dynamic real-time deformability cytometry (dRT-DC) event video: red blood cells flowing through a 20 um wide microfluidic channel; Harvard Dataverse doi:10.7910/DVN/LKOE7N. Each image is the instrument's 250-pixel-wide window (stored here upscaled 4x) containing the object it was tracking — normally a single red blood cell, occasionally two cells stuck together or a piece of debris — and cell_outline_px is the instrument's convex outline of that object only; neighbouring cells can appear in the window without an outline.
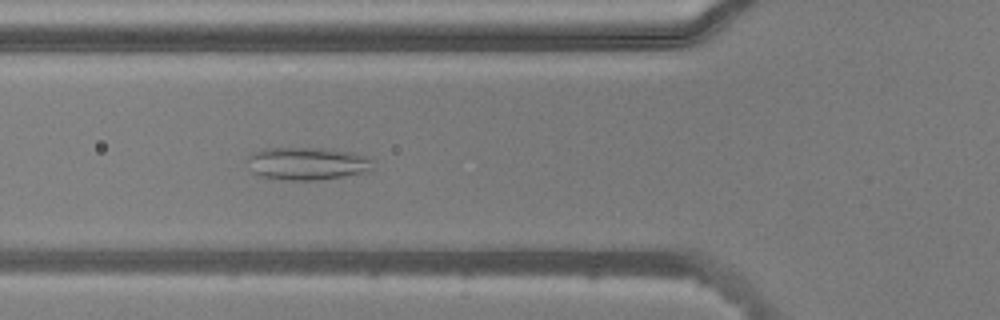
{"species": "common noctule bat (a hibernating species)", "species_latin": "Nyctalus noctula", "temperature_condition": "warm", "stored_images_in_passage": 37, "camera_frame_rate_fps": 3000, "um_per_image_px": 0.085, "animal": {"sex": "male", "body_mass_g": 20.5, "forearm_length_mm": 52.5}, "frame": {"image": 1, "passage_image": 3, "time_ms": 0.667, "image_size_px": [1000, 320], "cell_outline_px": [[372, 168], [364, 172], [344, 176], [320, 180], [288, 180], [260, 176], [252, 172], [248, 160], [248, 156], [252, 152], [264, 148], [324, 148], [352, 152], [372, 156]], "centroid_in_image_um": [26.13, 13.89], "position_along_channel_um": 99.7, "area_um2": 24.1}}
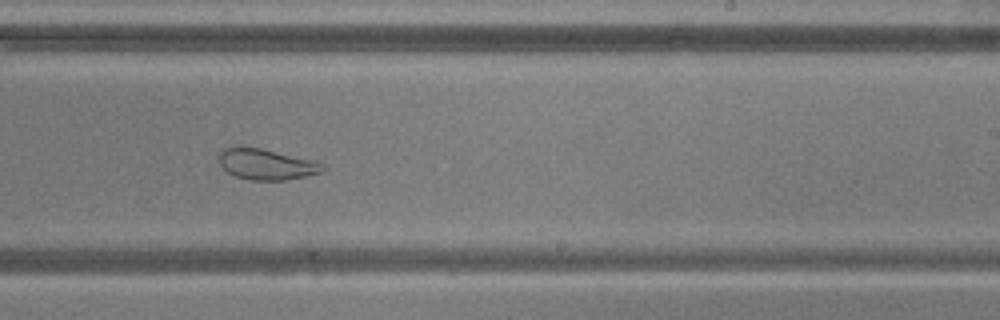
{"frame": {"image": 2, "passage_image": 16, "time_ms": 5.0, "image_size_px": [1000, 320], "cell_outline_px": [[328, 168], [320, 172], [304, 176], [284, 180], [252, 180], [236, 176], [228, 172], [220, 164], [220, 148], [236, 144], [240, 144], [260, 148], [316, 160], [324, 164]], "centroid_in_image_um": [22.63, 13.92], "position_along_channel_um": 266.4, "area_um2": 19.02}}
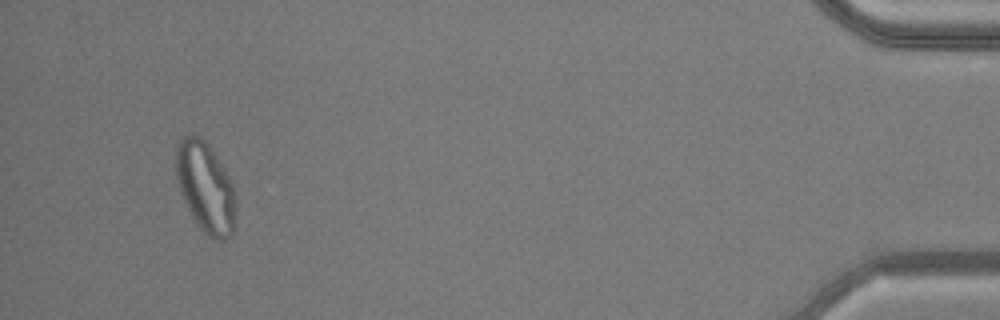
{"frame": {"image": 3, "passage_image": 34, "time_ms": 11.0, "image_size_px": [1000, 320], "cell_outline_px": [[232, 236], [224, 240], [212, 240], [200, 228], [192, 216], [180, 192], [176, 176], [176, 148], [180, 140], [184, 136], [192, 132], [200, 136], [208, 144], [224, 168], [232, 184]], "centroid_in_image_um": [17.4, 15.88], "position_along_channel_um": 417.8, "area_um2": 30.75}}